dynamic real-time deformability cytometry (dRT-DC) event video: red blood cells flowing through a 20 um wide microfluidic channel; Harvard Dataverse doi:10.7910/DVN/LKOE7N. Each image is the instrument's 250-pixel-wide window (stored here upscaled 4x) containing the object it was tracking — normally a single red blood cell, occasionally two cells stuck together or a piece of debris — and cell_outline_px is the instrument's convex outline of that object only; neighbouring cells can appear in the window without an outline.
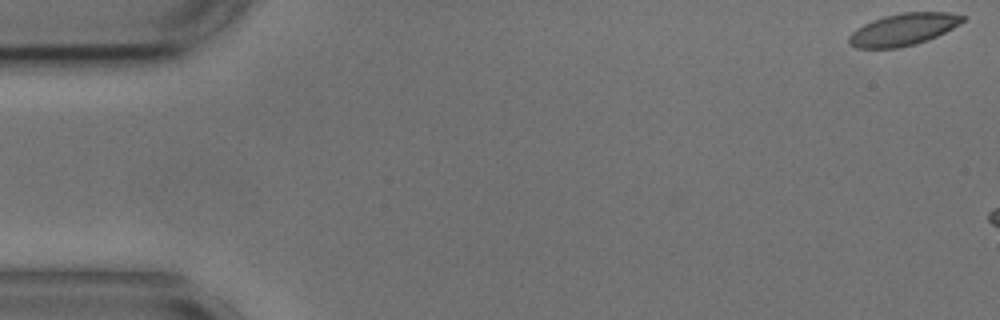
{"species": "common noctule bat (a hibernating species)", "species_latin": "Nyctalus noctula", "temperature_condition": "cold", "stored_images_in_passage": 6, "camera_frame_rate_fps": 3000, "um_per_image_px": 0.085, "animal": {"sex": "male", "body_mass_g": 17.9, "forearm_length_mm": 54.2}, "frame": {"image": 1, "passage_image": 1, "time_ms": 0.0, "image_size_px": [1000, 320], "cell_outline_px": [[964, 20], [960, 24], [928, 40], [916, 44], [896, 48], [856, 48], [848, 44], [848, 36], [856, 28], [872, 20], [884, 16], [900, 12], [948, 12], [964, 16]], "centroid_in_image_um": [76.74, 2.5], "position_along_channel_um": 8.3, "area_um2": 21.27}}